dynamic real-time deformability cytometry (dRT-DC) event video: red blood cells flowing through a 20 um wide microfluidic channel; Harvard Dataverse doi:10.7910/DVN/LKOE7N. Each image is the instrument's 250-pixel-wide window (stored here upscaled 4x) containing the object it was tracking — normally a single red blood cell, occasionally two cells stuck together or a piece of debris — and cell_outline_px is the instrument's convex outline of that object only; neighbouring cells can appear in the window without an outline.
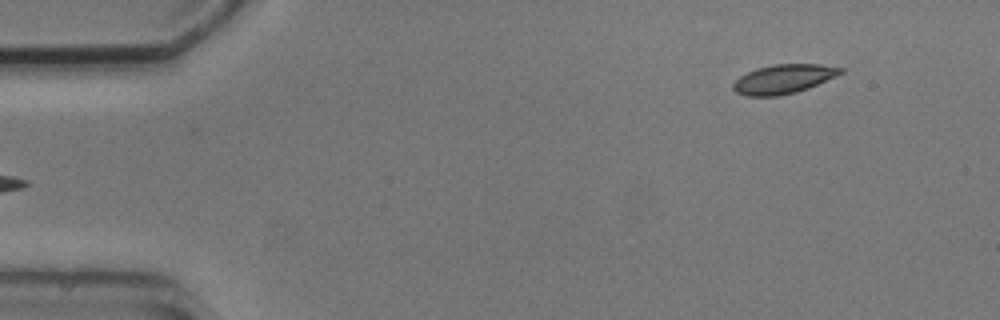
{"species": "common noctule bat (a hibernating species)", "species_latin": "Nyctalus noctula", "temperature_condition": "cold", "stored_images_in_passage": 4, "camera_frame_rate_fps": 3000, "um_per_image_px": 0.085, "animal": {"sex": "male", "body_mass_g": 20.5, "forearm_length_mm": 52.5}, "frame": {"image": 1, "passage_image": 1, "time_ms": 0.0, "image_size_px": [1000, 320], "cell_outline_px": [[844, 72], [836, 76], [808, 88], [796, 92], [776, 96], [748, 96], [736, 92], [732, 88], [732, 84], [740, 76], [756, 68], [772, 64], [820, 64], [844, 68]], "centroid_in_image_um": [66.6, 6.71], "position_along_channel_um": 18.4, "area_um2": 18.21}}
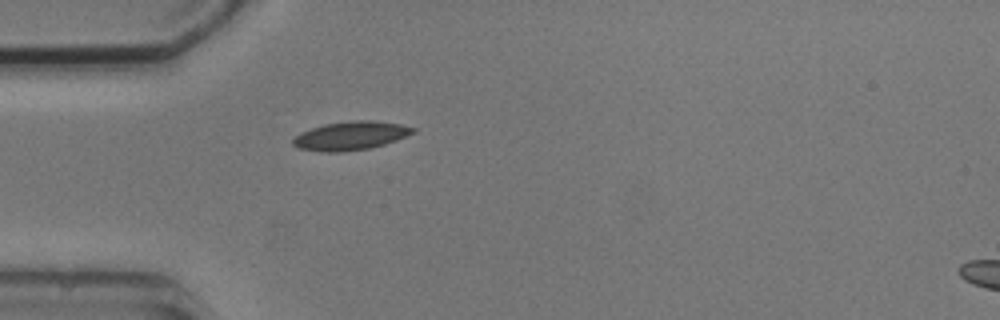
{"frame": {"image": 2, "passage_image": 4, "time_ms": 3.333, "image_size_px": [1000, 320], "cell_outline_px": [[416, 132], [396, 140], [384, 144], [368, 148], [340, 152], [320, 152], [300, 148], [292, 144], [292, 140], [300, 132], [324, 124], [352, 120], [372, 120], [400, 124], [416, 128]], "centroid_in_image_um": [29.8, 11.53], "position_along_channel_um": 55.2, "area_um2": 19.94}}